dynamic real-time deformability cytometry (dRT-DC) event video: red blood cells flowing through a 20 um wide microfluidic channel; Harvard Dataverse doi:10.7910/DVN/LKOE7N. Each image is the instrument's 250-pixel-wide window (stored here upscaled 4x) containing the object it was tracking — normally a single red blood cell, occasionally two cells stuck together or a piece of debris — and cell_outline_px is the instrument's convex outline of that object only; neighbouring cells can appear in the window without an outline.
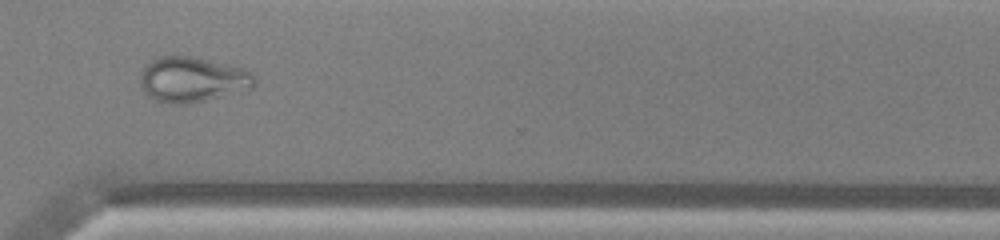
{"species": "common noctule bat (a hibernating species)", "species_latin": "Nyctalus noctula", "temperature_condition": "warm", "stored_images_in_passage": 45, "camera_frame_rate_fps": 3000, "um_per_image_px": 0.085, "animal": {"sex": "male", "body_mass_g": 13.0, "forearm_length_mm": 53.1}, "frame": {"image": 1, "passage_image": 32, "time_ms": 10.333, "image_size_px": [1000, 240], "cell_outline_px": [[256, 84], [252, 88], [192, 104], [172, 104], [156, 100], [140, 84], [140, 72], [156, 56], [176, 52], [240, 68], [252, 72], [256, 76]], "centroid_in_image_um": [16.35, 6.72], "position_along_channel_um": 354.3, "area_um2": 30.4}}